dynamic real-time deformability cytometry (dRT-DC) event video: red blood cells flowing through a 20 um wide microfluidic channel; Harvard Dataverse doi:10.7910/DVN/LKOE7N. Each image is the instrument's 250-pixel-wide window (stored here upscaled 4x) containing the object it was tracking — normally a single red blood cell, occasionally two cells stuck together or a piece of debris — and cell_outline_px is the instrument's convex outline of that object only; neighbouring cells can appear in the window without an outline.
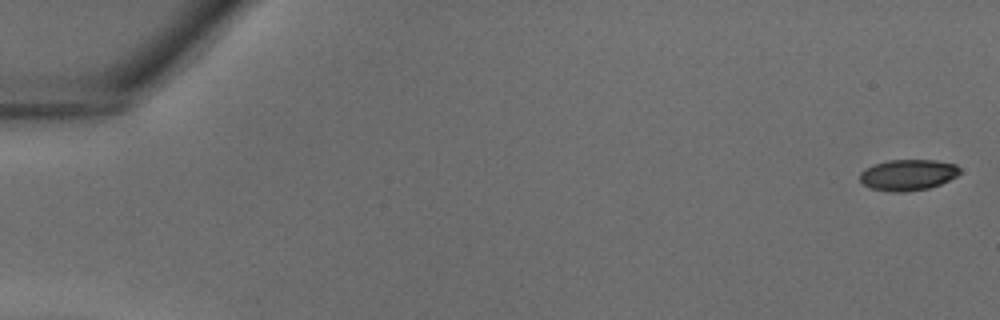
{"species": "common noctule bat (a hibernating species)", "species_latin": "Nyctalus noctula", "temperature_condition": "warm", "stored_images_in_passage": 39, "camera_frame_rate_fps": 3000, "um_per_image_px": 0.085, "animal": {"sex": "male", "body_mass_g": 18.8}, "frame": {"image": 1, "passage_image": 1, "time_ms": 0.0, "image_size_px": [1000, 320], "cell_outline_px": [[960, 172], [956, 176], [940, 184], [928, 188], [904, 192], [892, 192], [872, 188], [864, 184], [860, 180], [860, 172], [864, 168], [872, 164], [888, 160], [936, 160], [956, 164], [960, 168]], "centroid_in_image_um": [77.16, 14.85], "position_along_channel_um": 7.8, "area_um2": 18.09}}
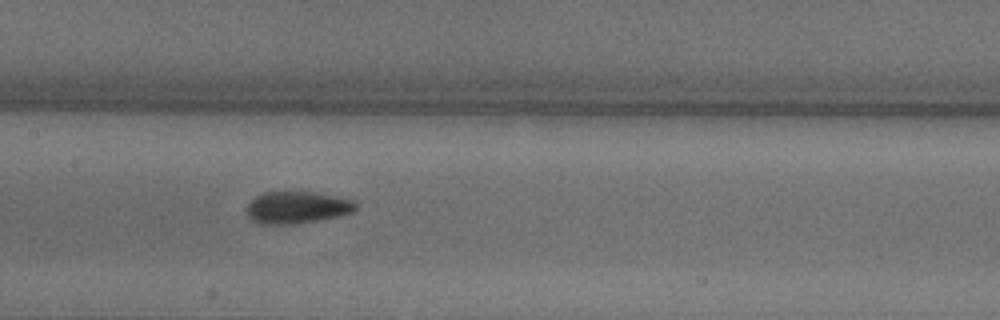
{"frame": {"image": 2, "passage_image": 20, "time_ms": 6.333, "image_size_px": [1000, 320], "cell_outline_px": [[356, 208], [352, 212], [340, 216], [292, 224], [260, 224], [252, 220], [248, 216], [248, 204], [256, 196], [264, 192], [316, 192], [356, 200]], "centroid_in_image_um": [25.28, 17.63], "position_along_channel_um": 182.1, "area_um2": 20.29}}
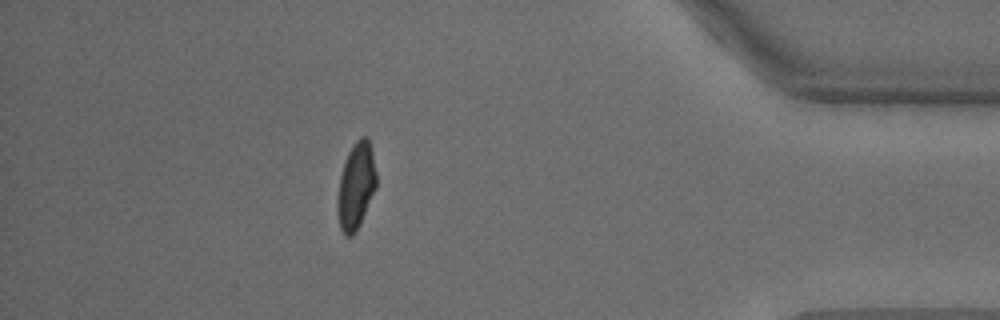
{"frame": {"image": 3, "passage_image": 35, "time_ms": 11.333, "image_size_px": [1000, 320], "cell_outline_px": [[376, 188], [360, 224], [356, 232], [352, 236], [344, 236], [340, 228], [336, 212], [336, 204], [340, 176], [344, 160], [348, 152], [356, 140], [360, 136], [368, 136], [372, 148], [376, 172]], "centroid_in_image_um": [30.25, 15.8], "position_along_channel_um": 405.0, "area_um2": 20.0}}